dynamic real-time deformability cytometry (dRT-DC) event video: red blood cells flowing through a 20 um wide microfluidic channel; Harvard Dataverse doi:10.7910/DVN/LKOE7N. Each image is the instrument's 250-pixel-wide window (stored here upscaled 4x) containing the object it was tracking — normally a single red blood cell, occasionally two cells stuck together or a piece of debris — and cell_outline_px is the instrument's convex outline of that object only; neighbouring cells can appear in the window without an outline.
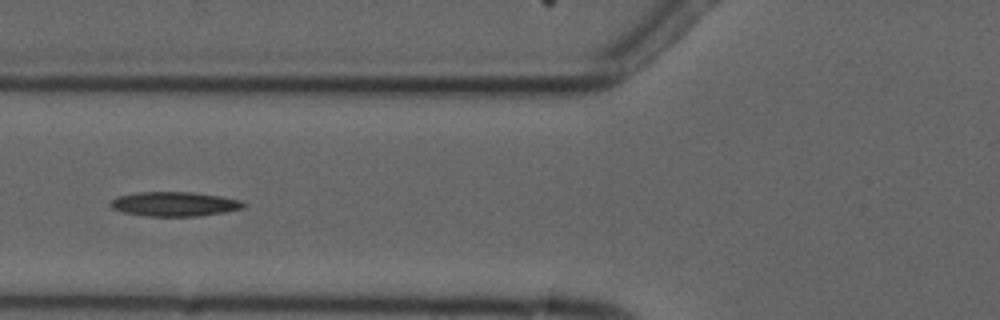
{"species": "common noctule bat (a hibernating species)", "species_latin": "Nyctalus noctula", "temperature_condition": "cold", "stored_images_in_passage": 7, "camera_frame_rate_fps": 3000, "um_per_image_px": 0.085, "animal": {"sex": "male", "forearm_length_mm": 52.5}, "frame": {"image": 1, "passage_image": 5, "time_ms": 5.667, "image_size_px": [1000, 320], "cell_outline_px": [[248, 204], [244, 208], [224, 212], [196, 216], [148, 216], [124, 212], [112, 208], [112, 200], [120, 196], [140, 192], [192, 192], [220, 196], [240, 200]], "centroid_in_image_um": [14.9, 17.34], "position_along_channel_um": 110.9, "area_um2": 18.67}}
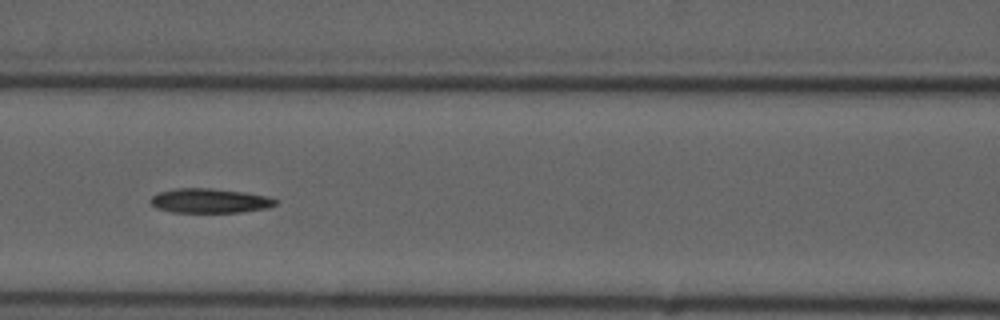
{"frame": {"image": 2, "passage_image": 6, "time_ms": 6.667, "image_size_px": [1000, 320], "cell_outline_px": [[280, 200], [276, 204], [268, 208], [240, 212], [172, 212], [156, 208], [148, 200], [152, 196], [160, 192], [176, 188], [212, 188], [244, 192], [268, 196]], "centroid_in_image_um": [17.85, 17.06], "position_along_channel_um": 148.8, "area_um2": 17.92}}
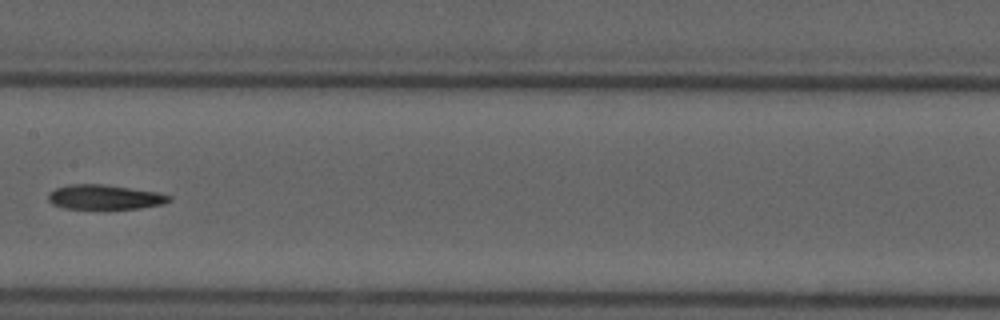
{"frame": {"image": 3, "passage_image": 7, "time_ms": 8.0, "image_size_px": [1000, 320], "cell_outline_px": [[172, 200], [164, 204], [140, 208], [104, 212], [64, 208], [52, 204], [48, 200], [48, 196], [56, 188], [68, 184], [100, 184], [156, 192], [172, 196]], "centroid_in_image_um": [8.9, 16.81], "position_along_channel_um": 198.5, "area_um2": 18.15}}